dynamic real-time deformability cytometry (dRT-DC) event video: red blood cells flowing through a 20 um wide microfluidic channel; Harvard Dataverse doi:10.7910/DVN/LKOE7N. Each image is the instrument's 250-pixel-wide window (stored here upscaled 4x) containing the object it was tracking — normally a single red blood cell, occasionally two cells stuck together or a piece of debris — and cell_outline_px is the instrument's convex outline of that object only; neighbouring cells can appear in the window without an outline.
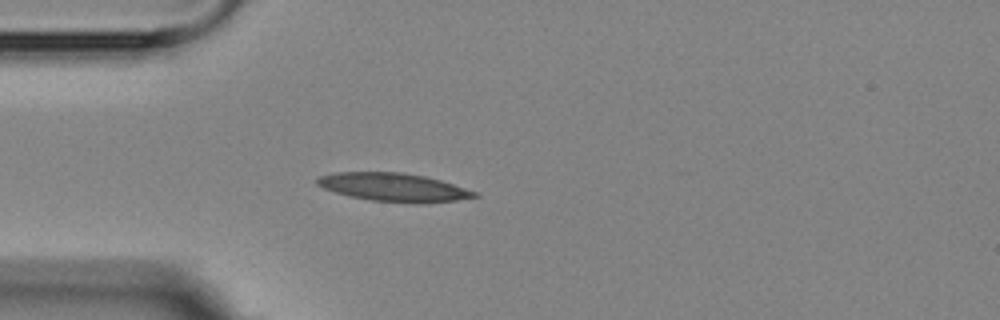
{"species": "Egyptian fruit bat (a non-hibernating species)", "species_latin": "Rousettus aegyptiacus", "temperature_condition": "room temperature", "stored_images_in_passage": 3, "camera_frame_rate_fps": 3000, "um_per_image_px": 0.085, "animal": {"sex": "female"}, "frame": {"image": 1, "passage_image": 3, "time_ms": 2.333, "image_size_px": [1000, 320], "cell_outline_px": [[480, 196], [456, 200], [420, 204], [372, 200], [348, 196], [324, 188], [316, 184], [316, 180], [320, 176], [336, 172], [404, 172], [424, 176], [440, 180], [476, 192]], "centroid_in_image_um": [33.45, 15.92], "position_along_channel_um": 51.5, "area_um2": 25.84}}